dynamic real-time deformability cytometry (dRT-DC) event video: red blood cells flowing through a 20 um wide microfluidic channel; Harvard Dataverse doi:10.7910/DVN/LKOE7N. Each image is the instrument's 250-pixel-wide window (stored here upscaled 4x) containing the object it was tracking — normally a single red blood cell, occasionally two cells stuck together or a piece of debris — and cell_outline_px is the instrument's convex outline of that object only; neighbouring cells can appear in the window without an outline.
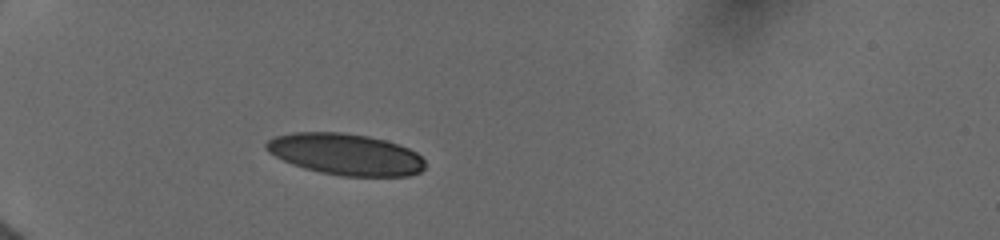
{"species": "human", "species_latin": "Homo sapiens", "temperature_condition": "cold", "stored_images_in_passage": 9, "camera_frame_rate_fps": 3000, "um_per_image_px": 0.085, "donor": {"sex": "female"}, "frame": {"image": 1, "passage_image": 6, "time_ms": 3.0, "image_size_px": [1000, 240], "cell_outline_px": [[424, 168], [420, 172], [408, 176], [344, 176], [320, 172], [304, 168], [292, 164], [268, 152], [264, 148], [264, 144], [268, 140], [276, 136], [292, 132], [344, 132], [368, 136], [384, 140], [408, 148], [416, 152], [424, 160]], "centroid_in_image_um": [29.35, 13.11], "position_along_channel_um": 55.6, "area_um2": 38.32}}
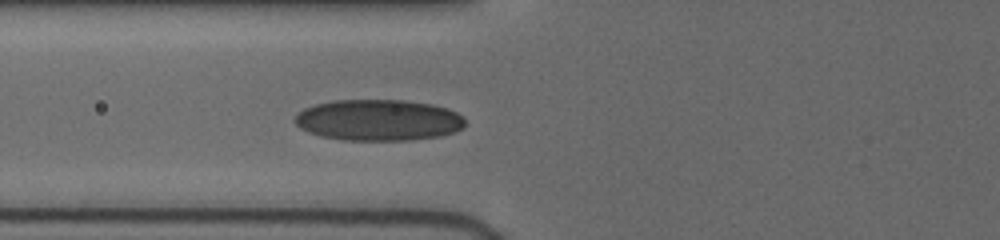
{"frame": {"image": 2, "passage_image": 9, "time_ms": 4.667, "image_size_px": [1000, 240], "cell_outline_px": [[464, 128], [456, 132], [440, 136], [408, 140], [344, 140], [320, 136], [308, 132], [300, 128], [292, 120], [296, 112], [304, 108], [316, 104], [332, 100], [404, 100], [432, 104], [448, 108], [464, 116]], "centroid_in_image_um": [32.15, 10.2], "position_along_channel_um": 93.6, "area_um2": 41.33}}